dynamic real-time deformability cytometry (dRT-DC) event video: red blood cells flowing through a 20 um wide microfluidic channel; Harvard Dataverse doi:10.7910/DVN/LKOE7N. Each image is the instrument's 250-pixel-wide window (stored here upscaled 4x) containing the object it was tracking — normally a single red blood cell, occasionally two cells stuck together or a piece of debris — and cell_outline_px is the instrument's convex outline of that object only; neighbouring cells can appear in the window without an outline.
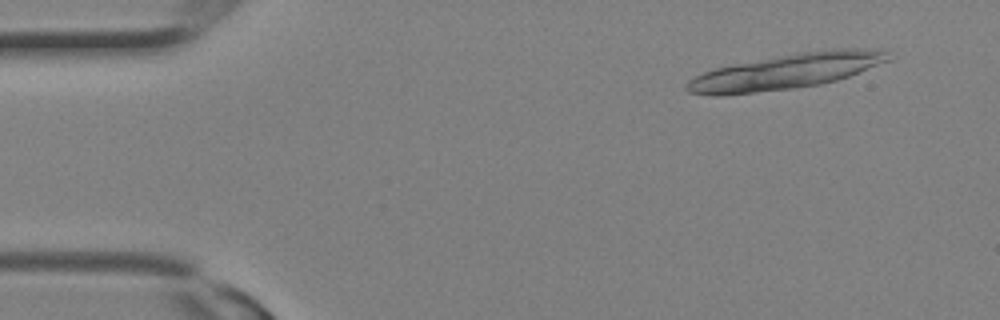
{"species": "Egyptian fruit bat (a non-hibernating species)", "species_latin": "Rousettus aegyptiacus", "temperature_condition": "room temperature", "stored_images_in_passage": 9, "camera_frame_rate_fps": 3000, "um_per_image_px": 0.085, "animal": {"sex": "female"}, "frame": {"image": 1, "passage_image": 2, "time_ms": 0.333, "image_size_px": [1000, 320], "cell_outline_px": [[892, 60], [848, 76], [836, 80], [820, 84], [792, 88], [720, 96], [716, 96], [688, 92], [684, 88], [684, 84], [688, 80], [704, 72], [716, 68], [732, 64], [804, 52], [836, 48], [868, 48], [884, 52]], "centroid_in_image_um": [66.78, 6.09], "position_along_channel_um": 18.2, "area_um2": 40.81}}